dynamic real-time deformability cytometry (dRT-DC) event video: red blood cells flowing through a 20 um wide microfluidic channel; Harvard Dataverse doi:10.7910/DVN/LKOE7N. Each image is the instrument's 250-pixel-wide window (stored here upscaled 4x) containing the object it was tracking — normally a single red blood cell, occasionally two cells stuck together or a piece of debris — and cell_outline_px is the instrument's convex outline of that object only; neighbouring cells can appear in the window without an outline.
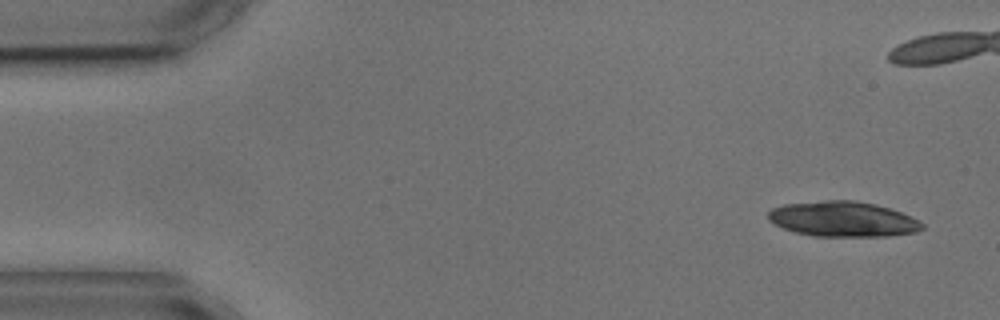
{"species": "common noctule bat (a hibernating species)", "species_latin": "Nyctalus noctula", "temperature_condition": "cold", "stored_images_in_passage": 8, "camera_frame_rate_fps": 3000, "um_per_image_px": 0.085, "animal": {"sex": "male", "body_mass_g": 17.9, "forearm_length_mm": 54.2}, "frame": {"image": 1, "passage_image": 1, "time_ms": 0.0, "image_size_px": [1000, 320], "cell_outline_px": [[924, 228], [916, 232], [888, 236], [816, 236], [796, 232], [784, 228], [768, 220], [768, 212], [772, 208], [784, 204], [824, 200], [856, 200], [876, 204], [892, 208], [924, 224]], "centroid_in_image_um": [71.65, 18.61], "position_along_channel_um": 13.4, "area_um2": 31.56}}